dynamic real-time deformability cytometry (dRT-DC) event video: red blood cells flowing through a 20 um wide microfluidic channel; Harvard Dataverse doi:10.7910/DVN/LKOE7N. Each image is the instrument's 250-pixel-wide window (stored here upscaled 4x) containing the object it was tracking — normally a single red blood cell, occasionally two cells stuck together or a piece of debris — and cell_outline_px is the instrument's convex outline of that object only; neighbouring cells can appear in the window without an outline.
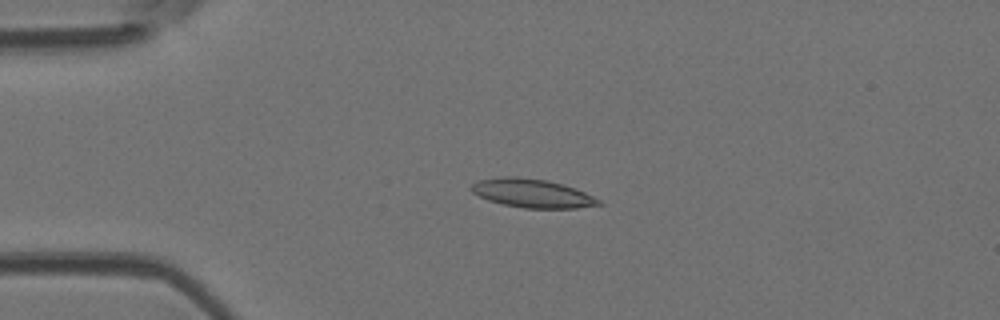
{"species": "Egyptian fruit bat (a non-hibernating species)", "species_latin": "Rousettus aegyptiacus", "temperature_condition": "room temperature", "stored_images_in_passage": 5, "camera_frame_rate_fps": 3000, "um_per_image_px": 0.085, "animal": {"sex": "female"}, "frame": {"image": 1, "passage_image": 4, "time_ms": 1.0, "image_size_px": [1000, 320], "cell_outline_px": [[604, 204], [576, 208], [524, 208], [504, 204], [488, 200], [472, 192], [468, 188], [472, 184], [480, 180], [504, 176], [516, 176], [548, 180], [564, 184], [576, 188], [600, 200]], "centroid_in_image_um": [45.24, 16.42], "position_along_channel_um": 39.8, "area_um2": 21.27}}